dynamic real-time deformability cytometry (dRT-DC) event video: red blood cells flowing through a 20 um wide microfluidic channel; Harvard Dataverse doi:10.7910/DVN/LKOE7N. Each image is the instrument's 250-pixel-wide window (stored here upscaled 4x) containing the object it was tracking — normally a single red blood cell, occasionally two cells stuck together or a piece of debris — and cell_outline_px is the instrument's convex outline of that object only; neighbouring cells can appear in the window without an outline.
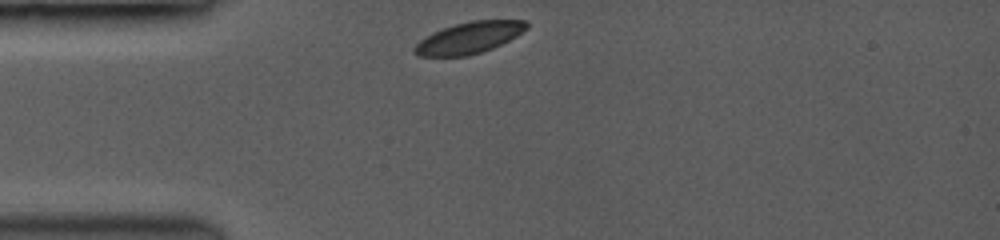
{"species": "common noctule bat (a hibernating species)", "species_latin": "Nyctalus noctula", "temperature_condition": "room temperature", "stored_images_in_passage": 36, "camera_frame_rate_fps": 3500, "um_per_image_px": 0.085, "animal": {"sex": "female", "body_mass_g": 19.0, "forearm_length_mm": 53.3}, "frame": {"image": 1, "passage_image": 1, "time_ms": 0.0, "image_size_px": [1000, 240], "cell_outline_px": [[528, 28], [516, 36], [492, 48], [468, 56], [420, 56], [412, 52], [412, 48], [420, 40], [432, 32], [456, 24], [472, 20], [528, 20]], "centroid_in_image_um": [39.86, 3.21], "position_along_channel_um": 45.1, "area_um2": 20.46}}
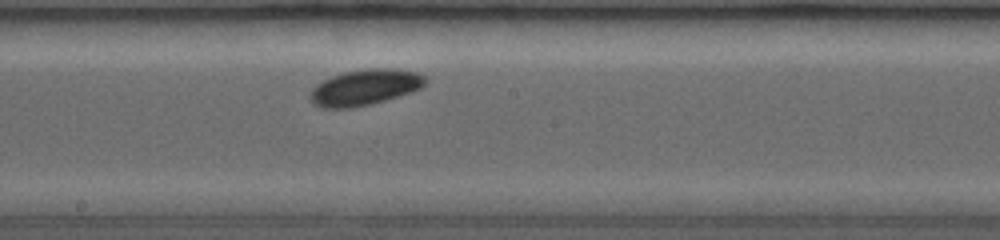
{"frame": {"image": 2, "passage_image": 18, "time_ms": 4.857, "image_size_px": [1000, 240], "cell_outline_px": [[428, 80], [420, 88], [396, 96], [368, 104], [344, 108], [324, 108], [316, 104], [312, 100], [312, 88], [316, 84], [332, 76], [344, 72], [372, 68], [388, 68], [420, 72]], "centroid_in_image_um": [31.04, 7.39], "position_along_channel_um": 217.2, "area_um2": 23.35}}
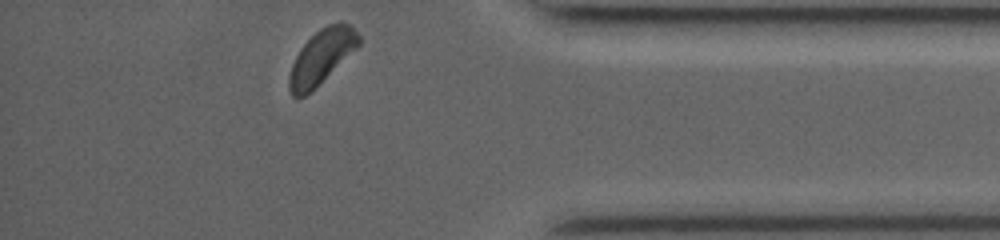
{"frame": {"image": 3, "passage_image": 36, "time_ms": 10.0, "image_size_px": [1000, 240], "cell_outline_px": [[360, 44], [356, 48], [304, 96], [292, 96], [288, 88], [288, 76], [292, 64], [300, 48], [320, 28], [328, 24], [348, 24], [360, 36]], "centroid_in_image_um": [27.29, 4.82], "position_along_channel_um": 407.9, "area_um2": 21.04}, "authors_computed_cell_mechanics": {"area_um2": 21.9062, "velocity_mm_per_s": 3.929, "shape_relaxation_time_tau1_ms": 1.23, "shape_relaxation_time_tau2_ms": 3.6886, "deformation_change_tau1": 0.0596, "deformation_change_tau2": 0.055}}